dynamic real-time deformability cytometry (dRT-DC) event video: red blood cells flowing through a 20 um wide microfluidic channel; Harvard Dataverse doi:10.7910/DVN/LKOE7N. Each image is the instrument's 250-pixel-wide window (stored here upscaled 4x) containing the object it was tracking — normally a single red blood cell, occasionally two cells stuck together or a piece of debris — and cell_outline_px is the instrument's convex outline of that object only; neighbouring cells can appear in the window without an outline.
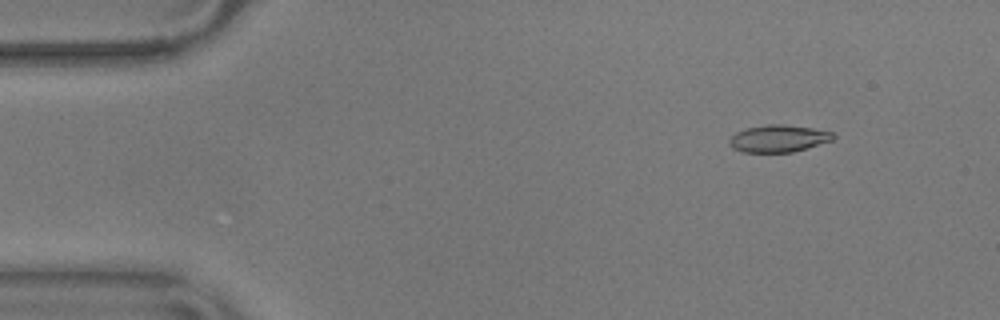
{"species": "common noctule bat (a hibernating species)", "species_latin": "Nyctalus noctula", "temperature_condition": "warm", "stored_images_in_passage": 52, "camera_frame_rate_fps": 3000, "um_per_image_px": 0.085, "animal": {"sex": "male", "body_mass_g": 17.9}, "frame": {"image": 1, "passage_image": 2, "time_ms": 0.333, "image_size_px": [1000, 320], "cell_outline_px": [[836, 136], [832, 140], [792, 152], [744, 152], [732, 148], [728, 140], [736, 132], [748, 128], [768, 124], [784, 124], [812, 128], [832, 132]], "centroid_in_image_um": [66.16, 11.77], "position_along_channel_um": 18.8, "area_um2": 16.24}}
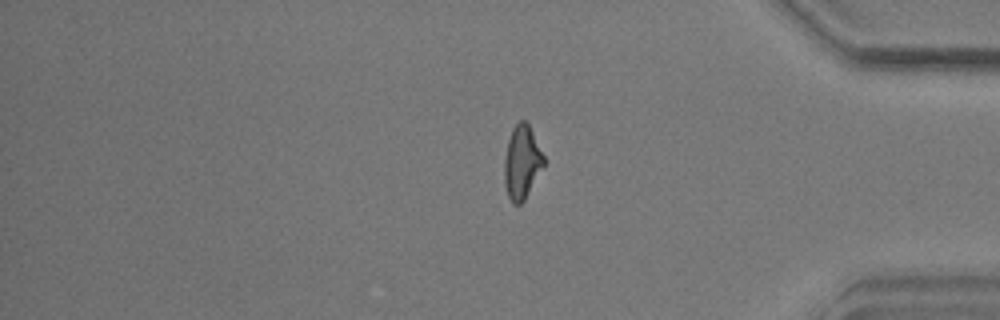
{"frame": {"image": 2, "passage_image": 42, "time_ms": 13.667, "image_size_px": [1000, 320], "cell_outline_px": [[544, 164], [524, 200], [520, 204], [512, 204], [508, 196], [504, 184], [504, 160], [508, 140], [512, 128], [520, 120], [524, 120], [528, 124], [544, 156]], "centroid_in_image_um": [44.33, 13.8], "position_along_channel_um": 390.9, "area_um2": 16.65}}
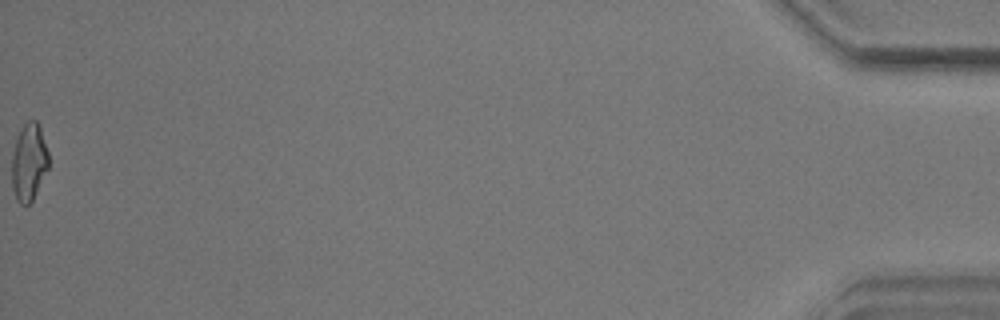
{"frame": {"image": 3, "passage_image": 52, "time_ms": 17.0, "image_size_px": [1000, 320], "cell_outline_px": [[48, 168], [32, 200], [28, 204], [20, 204], [16, 200], [12, 188], [12, 152], [16, 140], [24, 124], [28, 120], [36, 120], [40, 128], [48, 152]], "centroid_in_image_um": [2.44, 13.79], "position_along_channel_um": 432.8, "area_um2": 16.36}, "authors_computed_cell_mechanics": {"area_um2": 16.8776, "velocity_mm_per_s": 3.6127, "shape_relaxation_time_tau1_ms": 6.2483, "shape_relaxation_time_tau2_ms": 1.6882, "deformation_change_tau1": 0.1953, "deformation_change_tau2": 0.0885}}